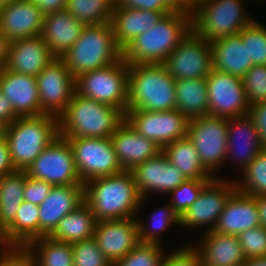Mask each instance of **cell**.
Masks as SVG:
<instances>
[{
  "mask_svg": "<svg viewBox=\"0 0 266 266\" xmlns=\"http://www.w3.org/2000/svg\"><path fill=\"white\" fill-rule=\"evenodd\" d=\"M86 25L67 10H59L44 15L41 38L49 46L51 53L61 58L81 36Z\"/></svg>",
  "mask_w": 266,
  "mask_h": 266,
  "instance_id": "cb8c5ba5",
  "label": "cell"
},
{
  "mask_svg": "<svg viewBox=\"0 0 266 266\" xmlns=\"http://www.w3.org/2000/svg\"><path fill=\"white\" fill-rule=\"evenodd\" d=\"M27 248L33 254L35 266H74L72 245L69 243L43 236L31 241Z\"/></svg>",
  "mask_w": 266,
  "mask_h": 266,
  "instance_id": "e575fe53",
  "label": "cell"
},
{
  "mask_svg": "<svg viewBox=\"0 0 266 266\" xmlns=\"http://www.w3.org/2000/svg\"><path fill=\"white\" fill-rule=\"evenodd\" d=\"M200 257L194 245L179 248L176 251L163 255L161 266H199Z\"/></svg>",
  "mask_w": 266,
  "mask_h": 266,
  "instance_id": "7dc6e473",
  "label": "cell"
},
{
  "mask_svg": "<svg viewBox=\"0 0 266 266\" xmlns=\"http://www.w3.org/2000/svg\"><path fill=\"white\" fill-rule=\"evenodd\" d=\"M125 121L116 107L83 97L76 92L58 117L59 136L64 138H107Z\"/></svg>",
  "mask_w": 266,
  "mask_h": 266,
  "instance_id": "3957f363",
  "label": "cell"
},
{
  "mask_svg": "<svg viewBox=\"0 0 266 266\" xmlns=\"http://www.w3.org/2000/svg\"><path fill=\"white\" fill-rule=\"evenodd\" d=\"M44 14L31 0H17L0 8V31L10 42L41 35Z\"/></svg>",
  "mask_w": 266,
  "mask_h": 266,
  "instance_id": "d6986e66",
  "label": "cell"
},
{
  "mask_svg": "<svg viewBox=\"0 0 266 266\" xmlns=\"http://www.w3.org/2000/svg\"><path fill=\"white\" fill-rule=\"evenodd\" d=\"M130 172L142 198H148L152 192L168 194L187 180L162 152L136 165Z\"/></svg>",
  "mask_w": 266,
  "mask_h": 266,
  "instance_id": "e0dca14e",
  "label": "cell"
},
{
  "mask_svg": "<svg viewBox=\"0 0 266 266\" xmlns=\"http://www.w3.org/2000/svg\"><path fill=\"white\" fill-rule=\"evenodd\" d=\"M0 91L11 102L17 117L41 116L36 77L0 70Z\"/></svg>",
  "mask_w": 266,
  "mask_h": 266,
  "instance_id": "ffe728a7",
  "label": "cell"
},
{
  "mask_svg": "<svg viewBox=\"0 0 266 266\" xmlns=\"http://www.w3.org/2000/svg\"><path fill=\"white\" fill-rule=\"evenodd\" d=\"M129 64L121 58L114 64L89 71L75 78L76 93L97 102L128 109Z\"/></svg>",
  "mask_w": 266,
  "mask_h": 266,
  "instance_id": "ba28073f",
  "label": "cell"
},
{
  "mask_svg": "<svg viewBox=\"0 0 266 266\" xmlns=\"http://www.w3.org/2000/svg\"><path fill=\"white\" fill-rule=\"evenodd\" d=\"M25 171L0 178V228L4 231L15 219L24 201Z\"/></svg>",
  "mask_w": 266,
  "mask_h": 266,
  "instance_id": "836d02e7",
  "label": "cell"
},
{
  "mask_svg": "<svg viewBox=\"0 0 266 266\" xmlns=\"http://www.w3.org/2000/svg\"><path fill=\"white\" fill-rule=\"evenodd\" d=\"M162 245L139 243L124 258L115 262L113 266H161L163 255Z\"/></svg>",
  "mask_w": 266,
  "mask_h": 266,
  "instance_id": "ab89813d",
  "label": "cell"
},
{
  "mask_svg": "<svg viewBox=\"0 0 266 266\" xmlns=\"http://www.w3.org/2000/svg\"><path fill=\"white\" fill-rule=\"evenodd\" d=\"M188 138L194 144L201 164L213 174L226 161L228 144V119L205 115L190 119Z\"/></svg>",
  "mask_w": 266,
  "mask_h": 266,
  "instance_id": "30bf717a",
  "label": "cell"
},
{
  "mask_svg": "<svg viewBox=\"0 0 266 266\" xmlns=\"http://www.w3.org/2000/svg\"><path fill=\"white\" fill-rule=\"evenodd\" d=\"M3 246V230L0 228V247Z\"/></svg>",
  "mask_w": 266,
  "mask_h": 266,
  "instance_id": "94428289",
  "label": "cell"
},
{
  "mask_svg": "<svg viewBox=\"0 0 266 266\" xmlns=\"http://www.w3.org/2000/svg\"><path fill=\"white\" fill-rule=\"evenodd\" d=\"M145 199L127 170L84 184V202L97 221L136 218Z\"/></svg>",
  "mask_w": 266,
  "mask_h": 266,
  "instance_id": "6da1fadb",
  "label": "cell"
},
{
  "mask_svg": "<svg viewBox=\"0 0 266 266\" xmlns=\"http://www.w3.org/2000/svg\"><path fill=\"white\" fill-rule=\"evenodd\" d=\"M162 153L186 179L212 180L214 178L201 164L198 152L188 136L164 146Z\"/></svg>",
  "mask_w": 266,
  "mask_h": 266,
  "instance_id": "4dcf8cb0",
  "label": "cell"
},
{
  "mask_svg": "<svg viewBox=\"0 0 266 266\" xmlns=\"http://www.w3.org/2000/svg\"><path fill=\"white\" fill-rule=\"evenodd\" d=\"M111 141L121 167L127 171L162 152L155 142L140 135L126 120L113 133Z\"/></svg>",
  "mask_w": 266,
  "mask_h": 266,
  "instance_id": "603a6c76",
  "label": "cell"
},
{
  "mask_svg": "<svg viewBox=\"0 0 266 266\" xmlns=\"http://www.w3.org/2000/svg\"><path fill=\"white\" fill-rule=\"evenodd\" d=\"M17 171L11 161L10 150L7 141L0 142V178Z\"/></svg>",
  "mask_w": 266,
  "mask_h": 266,
  "instance_id": "f907efd6",
  "label": "cell"
},
{
  "mask_svg": "<svg viewBox=\"0 0 266 266\" xmlns=\"http://www.w3.org/2000/svg\"><path fill=\"white\" fill-rule=\"evenodd\" d=\"M236 191L235 181L214 177L200 192L197 200L179 217V225L193 228L209 225L214 230L224 207Z\"/></svg>",
  "mask_w": 266,
  "mask_h": 266,
  "instance_id": "2e32d148",
  "label": "cell"
},
{
  "mask_svg": "<svg viewBox=\"0 0 266 266\" xmlns=\"http://www.w3.org/2000/svg\"><path fill=\"white\" fill-rule=\"evenodd\" d=\"M7 125L0 121V142L5 139Z\"/></svg>",
  "mask_w": 266,
  "mask_h": 266,
  "instance_id": "680465c9",
  "label": "cell"
},
{
  "mask_svg": "<svg viewBox=\"0 0 266 266\" xmlns=\"http://www.w3.org/2000/svg\"><path fill=\"white\" fill-rule=\"evenodd\" d=\"M25 172L53 186L84 185L76 170L72 148L62 136L55 138Z\"/></svg>",
  "mask_w": 266,
  "mask_h": 266,
  "instance_id": "8fae6325",
  "label": "cell"
},
{
  "mask_svg": "<svg viewBox=\"0 0 266 266\" xmlns=\"http://www.w3.org/2000/svg\"><path fill=\"white\" fill-rule=\"evenodd\" d=\"M192 1L196 4V3H199L202 0H192Z\"/></svg>",
  "mask_w": 266,
  "mask_h": 266,
  "instance_id": "6125c7cd",
  "label": "cell"
},
{
  "mask_svg": "<svg viewBox=\"0 0 266 266\" xmlns=\"http://www.w3.org/2000/svg\"><path fill=\"white\" fill-rule=\"evenodd\" d=\"M17 118L11 102L0 91V121L8 126Z\"/></svg>",
  "mask_w": 266,
  "mask_h": 266,
  "instance_id": "f5cc1de1",
  "label": "cell"
},
{
  "mask_svg": "<svg viewBox=\"0 0 266 266\" xmlns=\"http://www.w3.org/2000/svg\"><path fill=\"white\" fill-rule=\"evenodd\" d=\"M173 11H180L191 15L195 3L192 0H164Z\"/></svg>",
  "mask_w": 266,
  "mask_h": 266,
  "instance_id": "db71d44e",
  "label": "cell"
},
{
  "mask_svg": "<svg viewBox=\"0 0 266 266\" xmlns=\"http://www.w3.org/2000/svg\"><path fill=\"white\" fill-rule=\"evenodd\" d=\"M41 112L59 117L76 92L75 78L61 58H54L36 77Z\"/></svg>",
  "mask_w": 266,
  "mask_h": 266,
  "instance_id": "9a60e30c",
  "label": "cell"
},
{
  "mask_svg": "<svg viewBox=\"0 0 266 266\" xmlns=\"http://www.w3.org/2000/svg\"><path fill=\"white\" fill-rule=\"evenodd\" d=\"M125 120L135 131L155 142L161 149L186 137L190 122L177 109L157 112L127 109Z\"/></svg>",
  "mask_w": 266,
  "mask_h": 266,
  "instance_id": "7c38bea8",
  "label": "cell"
},
{
  "mask_svg": "<svg viewBox=\"0 0 266 266\" xmlns=\"http://www.w3.org/2000/svg\"><path fill=\"white\" fill-rule=\"evenodd\" d=\"M191 31V15L172 11L150 30L140 34L123 50L128 64L165 63L168 56Z\"/></svg>",
  "mask_w": 266,
  "mask_h": 266,
  "instance_id": "7a4b0ae2",
  "label": "cell"
},
{
  "mask_svg": "<svg viewBox=\"0 0 266 266\" xmlns=\"http://www.w3.org/2000/svg\"><path fill=\"white\" fill-rule=\"evenodd\" d=\"M176 80L164 63L129 64L128 109H176Z\"/></svg>",
  "mask_w": 266,
  "mask_h": 266,
  "instance_id": "277c9868",
  "label": "cell"
},
{
  "mask_svg": "<svg viewBox=\"0 0 266 266\" xmlns=\"http://www.w3.org/2000/svg\"><path fill=\"white\" fill-rule=\"evenodd\" d=\"M66 139L72 148L76 170L83 184L124 171L111 137Z\"/></svg>",
  "mask_w": 266,
  "mask_h": 266,
  "instance_id": "9c48e42d",
  "label": "cell"
},
{
  "mask_svg": "<svg viewBox=\"0 0 266 266\" xmlns=\"http://www.w3.org/2000/svg\"><path fill=\"white\" fill-rule=\"evenodd\" d=\"M0 266H35L32 252L27 246H1Z\"/></svg>",
  "mask_w": 266,
  "mask_h": 266,
  "instance_id": "f6af8a7d",
  "label": "cell"
},
{
  "mask_svg": "<svg viewBox=\"0 0 266 266\" xmlns=\"http://www.w3.org/2000/svg\"><path fill=\"white\" fill-rule=\"evenodd\" d=\"M210 44L214 70L243 78L253 66L240 34L218 38Z\"/></svg>",
  "mask_w": 266,
  "mask_h": 266,
  "instance_id": "f1b7e54d",
  "label": "cell"
},
{
  "mask_svg": "<svg viewBox=\"0 0 266 266\" xmlns=\"http://www.w3.org/2000/svg\"><path fill=\"white\" fill-rule=\"evenodd\" d=\"M256 200L261 226L266 228V196H253Z\"/></svg>",
  "mask_w": 266,
  "mask_h": 266,
  "instance_id": "9f6ffc18",
  "label": "cell"
},
{
  "mask_svg": "<svg viewBox=\"0 0 266 266\" xmlns=\"http://www.w3.org/2000/svg\"><path fill=\"white\" fill-rule=\"evenodd\" d=\"M17 0H0V8L6 5H9Z\"/></svg>",
  "mask_w": 266,
  "mask_h": 266,
  "instance_id": "91938a15",
  "label": "cell"
},
{
  "mask_svg": "<svg viewBox=\"0 0 266 266\" xmlns=\"http://www.w3.org/2000/svg\"><path fill=\"white\" fill-rule=\"evenodd\" d=\"M260 225L259 212L254 197L236 190L220 214L214 231L238 236L244 230Z\"/></svg>",
  "mask_w": 266,
  "mask_h": 266,
  "instance_id": "484cf974",
  "label": "cell"
},
{
  "mask_svg": "<svg viewBox=\"0 0 266 266\" xmlns=\"http://www.w3.org/2000/svg\"><path fill=\"white\" fill-rule=\"evenodd\" d=\"M53 185L46 181L27 176L25 172L24 201L40 205L52 190Z\"/></svg>",
  "mask_w": 266,
  "mask_h": 266,
  "instance_id": "bcb514c9",
  "label": "cell"
},
{
  "mask_svg": "<svg viewBox=\"0 0 266 266\" xmlns=\"http://www.w3.org/2000/svg\"><path fill=\"white\" fill-rule=\"evenodd\" d=\"M114 7H129L158 12L173 11L164 0H114Z\"/></svg>",
  "mask_w": 266,
  "mask_h": 266,
  "instance_id": "c3c4849f",
  "label": "cell"
},
{
  "mask_svg": "<svg viewBox=\"0 0 266 266\" xmlns=\"http://www.w3.org/2000/svg\"><path fill=\"white\" fill-rule=\"evenodd\" d=\"M74 266H113L94 238L71 244Z\"/></svg>",
  "mask_w": 266,
  "mask_h": 266,
  "instance_id": "b9f144b4",
  "label": "cell"
},
{
  "mask_svg": "<svg viewBox=\"0 0 266 266\" xmlns=\"http://www.w3.org/2000/svg\"><path fill=\"white\" fill-rule=\"evenodd\" d=\"M241 0H202L191 13V31L208 42L239 34L253 21Z\"/></svg>",
  "mask_w": 266,
  "mask_h": 266,
  "instance_id": "52a82bcc",
  "label": "cell"
},
{
  "mask_svg": "<svg viewBox=\"0 0 266 266\" xmlns=\"http://www.w3.org/2000/svg\"><path fill=\"white\" fill-rule=\"evenodd\" d=\"M84 202V185L53 186L39 205V238L49 236L59 221Z\"/></svg>",
  "mask_w": 266,
  "mask_h": 266,
  "instance_id": "44dd1931",
  "label": "cell"
},
{
  "mask_svg": "<svg viewBox=\"0 0 266 266\" xmlns=\"http://www.w3.org/2000/svg\"><path fill=\"white\" fill-rule=\"evenodd\" d=\"M46 15L66 9L68 0H31Z\"/></svg>",
  "mask_w": 266,
  "mask_h": 266,
  "instance_id": "816d5d0a",
  "label": "cell"
},
{
  "mask_svg": "<svg viewBox=\"0 0 266 266\" xmlns=\"http://www.w3.org/2000/svg\"><path fill=\"white\" fill-rule=\"evenodd\" d=\"M39 238V206L21 203L14 221L3 231V245L27 246Z\"/></svg>",
  "mask_w": 266,
  "mask_h": 266,
  "instance_id": "1f68e13d",
  "label": "cell"
},
{
  "mask_svg": "<svg viewBox=\"0 0 266 266\" xmlns=\"http://www.w3.org/2000/svg\"><path fill=\"white\" fill-rule=\"evenodd\" d=\"M168 205H165V207H162L155 212L152 213L150 222L143 223L141 222L139 217L137 220L138 223V233H139V240L140 243H149V244H159L161 245L160 235L159 233L166 231V229L169 228V226L178 224L179 225V216L178 214L173 210V207L170 203H167ZM151 225V226H150ZM159 235V236H158Z\"/></svg>",
  "mask_w": 266,
  "mask_h": 266,
  "instance_id": "8d00e7d4",
  "label": "cell"
},
{
  "mask_svg": "<svg viewBox=\"0 0 266 266\" xmlns=\"http://www.w3.org/2000/svg\"><path fill=\"white\" fill-rule=\"evenodd\" d=\"M176 109L189 119L208 115L207 80L204 78L176 81Z\"/></svg>",
  "mask_w": 266,
  "mask_h": 266,
  "instance_id": "d6a6232c",
  "label": "cell"
},
{
  "mask_svg": "<svg viewBox=\"0 0 266 266\" xmlns=\"http://www.w3.org/2000/svg\"><path fill=\"white\" fill-rule=\"evenodd\" d=\"M246 259L266 256V228L257 226L238 235Z\"/></svg>",
  "mask_w": 266,
  "mask_h": 266,
  "instance_id": "ee69618b",
  "label": "cell"
},
{
  "mask_svg": "<svg viewBox=\"0 0 266 266\" xmlns=\"http://www.w3.org/2000/svg\"><path fill=\"white\" fill-rule=\"evenodd\" d=\"M97 222L91 208L83 202L59 221L49 237L69 244L91 239Z\"/></svg>",
  "mask_w": 266,
  "mask_h": 266,
  "instance_id": "f546056e",
  "label": "cell"
},
{
  "mask_svg": "<svg viewBox=\"0 0 266 266\" xmlns=\"http://www.w3.org/2000/svg\"><path fill=\"white\" fill-rule=\"evenodd\" d=\"M206 80L208 115L227 119L248 115L242 78L212 69Z\"/></svg>",
  "mask_w": 266,
  "mask_h": 266,
  "instance_id": "5bb4252c",
  "label": "cell"
},
{
  "mask_svg": "<svg viewBox=\"0 0 266 266\" xmlns=\"http://www.w3.org/2000/svg\"><path fill=\"white\" fill-rule=\"evenodd\" d=\"M168 13L170 12L114 7L111 25L117 46L123 50L132 40L150 30Z\"/></svg>",
  "mask_w": 266,
  "mask_h": 266,
  "instance_id": "83f0119b",
  "label": "cell"
},
{
  "mask_svg": "<svg viewBox=\"0 0 266 266\" xmlns=\"http://www.w3.org/2000/svg\"><path fill=\"white\" fill-rule=\"evenodd\" d=\"M66 9L85 25L111 23L114 0H68Z\"/></svg>",
  "mask_w": 266,
  "mask_h": 266,
  "instance_id": "d590c367",
  "label": "cell"
},
{
  "mask_svg": "<svg viewBox=\"0 0 266 266\" xmlns=\"http://www.w3.org/2000/svg\"><path fill=\"white\" fill-rule=\"evenodd\" d=\"M242 266H266V256L247 259Z\"/></svg>",
  "mask_w": 266,
  "mask_h": 266,
  "instance_id": "6f0895ef",
  "label": "cell"
},
{
  "mask_svg": "<svg viewBox=\"0 0 266 266\" xmlns=\"http://www.w3.org/2000/svg\"><path fill=\"white\" fill-rule=\"evenodd\" d=\"M164 64L176 81L192 78L206 79L213 69L211 44L190 31Z\"/></svg>",
  "mask_w": 266,
  "mask_h": 266,
  "instance_id": "4fadbf2b",
  "label": "cell"
},
{
  "mask_svg": "<svg viewBox=\"0 0 266 266\" xmlns=\"http://www.w3.org/2000/svg\"><path fill=\"white\" fill-rule=\"evenodd\" d=\"M58 136V118L55 116L18 117L7 126L5 135L14 168L25 171Z\"/></svg>",
  "mask_w": 266,
  "mask_h": 266,
  "instance_id": "5b68a950",
  "label": "cell"
},
{
  "mask_svg": "<svg viewBox=\"0 0 266 266\" xmlns=\"http://www.w3.org/2000/svg\"><path fill=\"white\" fill-rule=\"evenodd\" d=\"M9 39L0 31V70L6 67L9 53Z\"/></svg>",
  "mask_w": 266,
  "mask_h": 266,
  "instance_id": "11a10c76",
  "label": "cell"
},
{
  "mask_svg": "<svg viewBox=\"0 0 266 266\" xmlns=\"http://www.w3.org/2000/svg\"><path fill=\"white\" fill-rule=\"evenodd\" d=\"M239 34L253 65H266V26L253 20Z\"/></svg>",
  "mask_w": 266,
  "mask_h": 266,
  "instance_id": "f35d334b",
  "label": "cell"
},
{
  "mask_svg": "<svg viewBox=\"0 0 266 266\" xmlns=\"http://www.w3.org/2000/svg\"><path fill=\"white\" fill-rule=\"evenodd\" d=\"M56 58L41 36L10 42L6 69L37 77Z\"/></svg>",
  "mask_w": 266,
  "mask_h": 266,
  "instance_id": "7402d4cb",
  "label": "cell"
},
{
  "mask_svg": "<svg viewBox=\"0 0 266 266\" xmlns=\"http://www.w3.org/2000/svg\"><path fill=\"white\" fill-rule=\"evenodd\" d=\"M248 117L253 121L259 132L261 143L266 148V102L251 105L248 110Z\"/></svg>",
  "mask_w": 266,
  "mask_h": 266,
  "instance_id": "681fc988",
  "label": "cell"
},
{
  "mask_svg": "<svg viewBox=\"0 0 266 266\" xmlns=\"http://www.w3.org/2000/svg\"><path fill=\"white\" fill-rule=\"evenodd\" d=\"M242 79L249 106L266 102V65H253Z\"/></svg>",
  "mask_w": 266,
  "mask_h": 266,
  "instance_id": "7bdbcfd3",
  "label": "cell"
},
{
  "mask_svg": "<svg viewBox=\"0 0 266 266\" xmlns=\"http://www.w3.org/2000/svg\"><path fill=\"white\" fill-rule=\"evenodd\" d=\"M93 238L98 248L114 264L140 243L137 220L128 218L98 221Z\"/></svg>",
  "mask_w": 266,
  "mask_h": 266,
  "instance_id": "ac0fdd59",
  "label": "cell"
},
{
  "mask_svg": "<svg viewBox=\"0 0 266 266\" xmlns=\"http://www.w3.org/2000/svg\"><path fill=\"white\" fill-rule=\"evenodd\" d=\"M227 159L237 161L241 171L264 149L258 130L248 115L228 119Z\"/></svg>",
  "mask_w": 266,
  "mask_h": 266,
  "instance_id": "d4e9b609",
  "label": "cell"
},
{
  "mask_svg": "<svg viewBox=\"0 0 266 266\" xmlns=\"http://www.w3.org/2000/svg\"><path fill=\"white\" fill-rule=\"evenodd\" d=\"M122 58L111 23L86 25L81 36L61 57L74 78L114 64Z\"/></svg>",
  "mask_w": 266,
  "mask_h": 266,
  "instance_id": "8992f818",
  "label": "cell"
},
{
  "mask_svg": "<svg viewBox=\"0 0 266 266\" xmlns=\"http://www.w3.org/2000/svg\"><path fill=\"white\" fill-rule=\"evenodd\" d=\"M241 182H235L236 190L249 196H266V148L243 170Z\"/></svg>",
  "mask_w": 266,
  "mask_h": 266,
  "instance_id": "74e56055",
  "label": "cell"
},
{
  "mask_svg": "<svg viewBox=\"0 0 266 266\" xmlns=\"http://www.w3.org/2000/svg\"><path fill=\"white\" fill-rule=\"evenodd\" d=\"M202 242L194 247L200 262L209 266H242L246 262L238 236L218 232H204Z\"/></svg>",
  "mask_w": 266,
  "mask_h": 266,
  "instance_id": "4316f807",
  "label": "cell"
},
{
  "mask_svg": "<svg viewBox=\"0 0 266 266\" xmlns=\"http://www.w3.org/2000/svg\"><path fill=\"white\" fill-rule=\"evenodd\" d=\"M199 266H209L200 262Z\"/></svg>",
  "mask_w": 266,
  "mask_h": 266,
  "instance_id": "be15d7a7",
  "label": "cell"
},
{
  "mask_svg": "<svg viewBox=\"0 0 266 266\" xmlns=\"http://www.w3.org/2000/svg\"><path fill=\"white\" fill-rule=\"evenodd\" d=\"M210 181L211 180L187 179L169 193L172 196L169 203L179 217L197 200L202 189Z\"/></svg>",
  "mask_w": 266,
  "mask_h": 266,
  "instance_id": "60d3db41",
  "label": "cell"
}]
</instances>
